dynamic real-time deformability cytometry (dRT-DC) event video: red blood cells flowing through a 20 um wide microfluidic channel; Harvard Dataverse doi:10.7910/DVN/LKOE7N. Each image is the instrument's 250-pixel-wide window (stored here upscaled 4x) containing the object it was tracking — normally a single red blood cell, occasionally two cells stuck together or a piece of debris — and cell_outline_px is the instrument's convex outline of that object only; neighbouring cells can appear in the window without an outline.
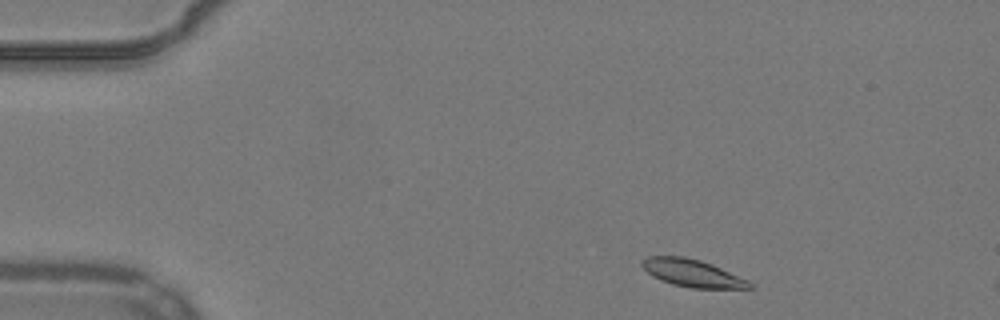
{"species": "common noctule bat (a hibernating species)", "species_latin": "Nyctalus noctula", "temperature_condition": "warm", "stored_images_in_passage": 8, "camera_frame_rate_fps": 3000, "um_per_image_px": 0.085, "animal": {"sex": "male", "body_mass_g": 19.2, "forearm_length_mm": 51.8}, "frame": {"image": 1, "passage_image": 2, "time_ms": 0.333, "image_size_px": [1000, 320], "cell_outline_px": [[756, 284], [752, 288], [692, 288], [672, 284], [660, 280], [652, 276], [640, 264], [640, 260], [648, 256], [684, 256], [700, 260], [712, 264], [748, 280]], "centroid_in_image_um": [58.85, 23.21], "position_along_channel_um": 26.2, "area_um2": 17.28}}